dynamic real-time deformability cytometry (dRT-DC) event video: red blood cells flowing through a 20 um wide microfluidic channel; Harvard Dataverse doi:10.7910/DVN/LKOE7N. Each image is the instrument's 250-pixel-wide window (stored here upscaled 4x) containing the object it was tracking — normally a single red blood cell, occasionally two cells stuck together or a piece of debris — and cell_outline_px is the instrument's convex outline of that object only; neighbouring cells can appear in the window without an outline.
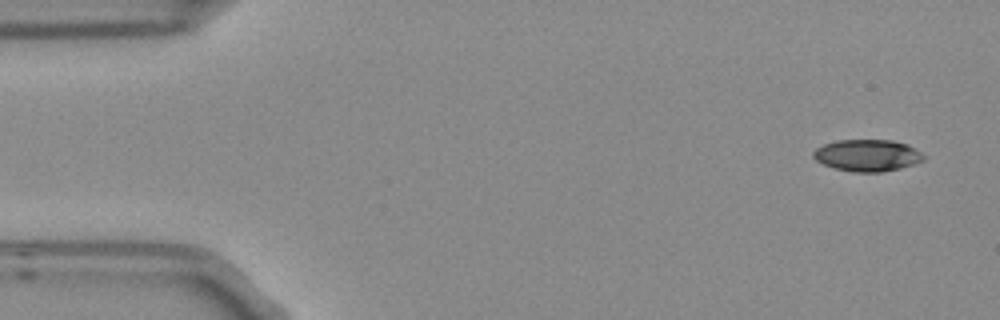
{"species": "Egyptian fruit bat (a non-hibernating species)", "species_latin": "Rousettus aegyptiacus", "temperature_condition": "room temperature", "stored_images_in_passage": 5, "camera_frame_rate_fps": 3000, "um_per_image_px": 0.085, "frame": {"image": 1, "passage_image": 1, "time_ms": 0.0, "image_size_px": [1000, 320], "cell_outline_px": [[924, 160], [900, 168], [880, 172], [852, 172], [836, 168], [824, 164], [816, 160], [812, 156], [812, 152], [816, 148], [824, 144], [836, 140], [892, 140], [908, 144], [920, 152], [924, 156]], "centroid_in_image_um": [73.7, 13.2], "position_along_channel_um": 11.3, "area_um2": 20.35}}
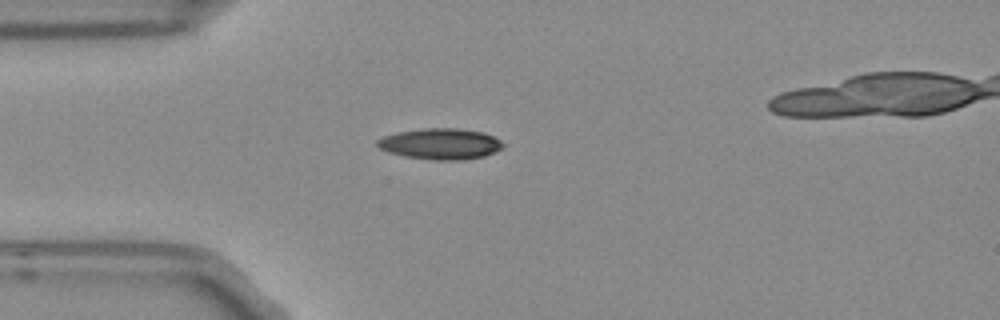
{"frame": {"image": 2, "passage_image": 4, "time_ms": 1.0, "image_size_px": [1000, 320], "cell_outline_px": [[504, 148], [496, 152], [484, 156], [460, 160], [432, 160], [404, 156], [388, 152], [380, 148], [376, 144], [376, 140], [384, 136], [396, 132], [424, 128], [456, 128], [480, 132], [492, 136], [500, 140], [504, 144]], "centroid_in_image_um": [37.43, 12.23], "position_along_channel_um": 47.6, "area_um2": 22.72}}